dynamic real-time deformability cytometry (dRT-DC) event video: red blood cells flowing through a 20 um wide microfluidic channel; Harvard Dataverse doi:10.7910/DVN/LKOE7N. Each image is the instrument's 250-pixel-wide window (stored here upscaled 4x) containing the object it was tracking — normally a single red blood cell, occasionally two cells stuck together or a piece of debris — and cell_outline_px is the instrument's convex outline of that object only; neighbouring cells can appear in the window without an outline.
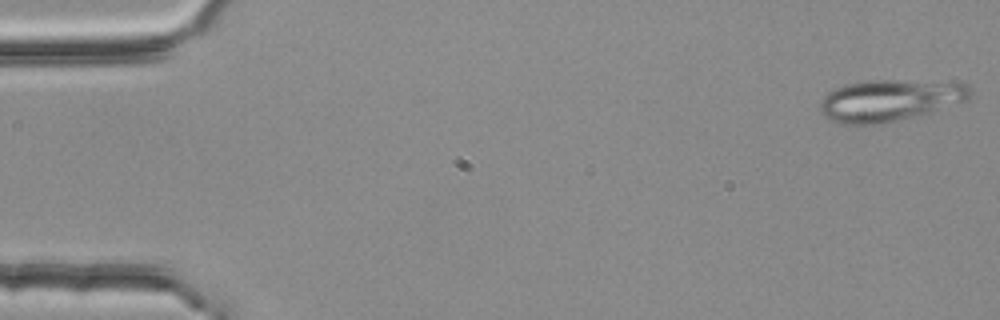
{"species": "common noctule bat (a hibernating species)", "species_latin": "Nyctalus noctula", "temperature_condition": "room temperature", "stored_images_in_passage": 4, "camera_frame_rate_fps": 3000, "um_per_image_px": 0.085, "animal": {"sex": "female", "body_mass_g": 25.1}, "frame": {"image": 1, "passage_image": 1, "time_ms": 0.0, "image_size_px": [1000, 320], "cell_outline_px": [[972, 92], [968, 100], [928, 112], [880, 124], [840, 124], [824, 116], [820, 112], [820, 100], [828, 92], [844, 84], [864, 80], [896, 80], [968, 84], [972, 88]], "centroid_in_image_um": [75.57, 8.52], "position_along_channel_um": 9.4, "area_um2": 36.13}}